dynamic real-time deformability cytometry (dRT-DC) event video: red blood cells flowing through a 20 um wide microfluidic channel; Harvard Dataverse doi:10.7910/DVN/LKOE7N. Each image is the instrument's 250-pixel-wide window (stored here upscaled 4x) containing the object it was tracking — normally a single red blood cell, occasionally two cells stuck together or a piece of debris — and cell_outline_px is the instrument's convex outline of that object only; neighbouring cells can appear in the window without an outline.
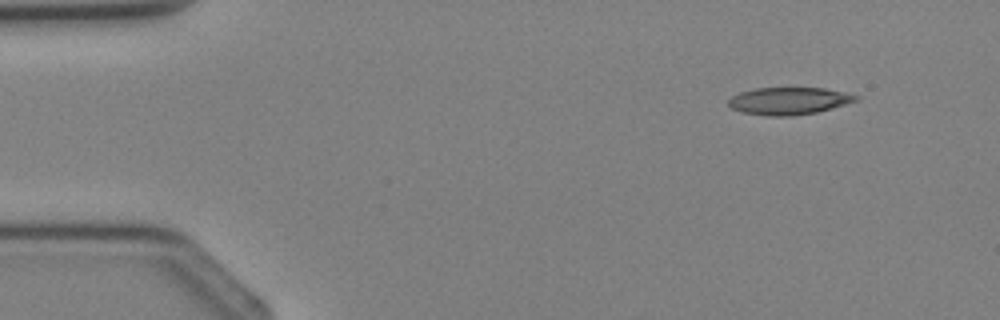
{"species": "Egyptian fruit bat (a non-hibernating species)", "species_latin": "Rousettus aegyptiacus", "temperature_condition": "cold", "stored_images_in_passage": 3, "camera_frame_rate_fps": 3000, "um_per_image_px": 0.085, "animal": {"sex": "female"}, "frame": {"image": 1, "passage_image": 1, "time_ms": 0.0, "image_size_px": [1000, 320], "cell_outline_px": [[860, 100], [832, 108], [816, 112], [792, 116], [764, 116], [740, 112], [732, 108], [728, 104], [728, 100], [732, 96], [740, 92], [756, 88], [824, 88], [844, 92], [860, 96]], "centroid_in_image_um": [67.05, 8.58], "position_along_channel_um": 17.9, "area_um2": 20.4}}